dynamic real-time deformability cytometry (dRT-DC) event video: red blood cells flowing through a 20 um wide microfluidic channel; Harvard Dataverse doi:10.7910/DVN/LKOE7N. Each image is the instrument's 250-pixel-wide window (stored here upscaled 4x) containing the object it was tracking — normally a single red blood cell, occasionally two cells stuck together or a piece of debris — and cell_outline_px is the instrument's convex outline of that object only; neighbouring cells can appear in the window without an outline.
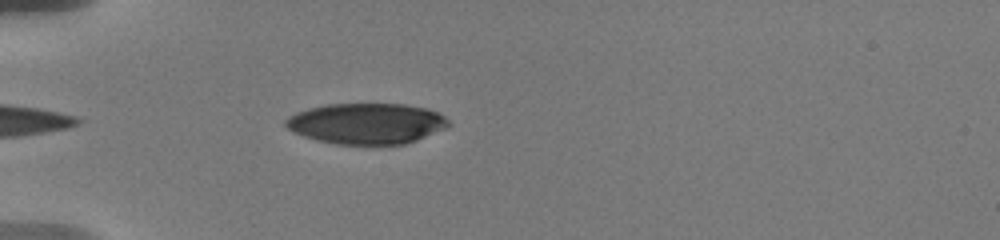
{"species": "human", "species_latin": "Homo sapiens", "temperature_condition": "warm", "stored_images_in_passage": 21, "camera_frame_rate_fps": 3000, "um_per_image_px": 0.085, "donor": {"sex": "male"}, "frame": {"image": 1, "passage_image": 1, "time_ms": 0.0, "image_size_px": [1000, 240], "cell_outline_px": [[448, 124], [444, 128], [416, 140], [404, 144], [336, 144], [316, 140], [304, 136], [288, 128], [284, 124], [284, 120], [288, 116], [296, 112], [308, 108], [328, 104], [404, 104], [428, 108], [444, 116], [448, 120]], "centroid_in_image_um": [31.12, 10.49], "position_along_channel_um": 53.9, "area_um2": 38.49}}
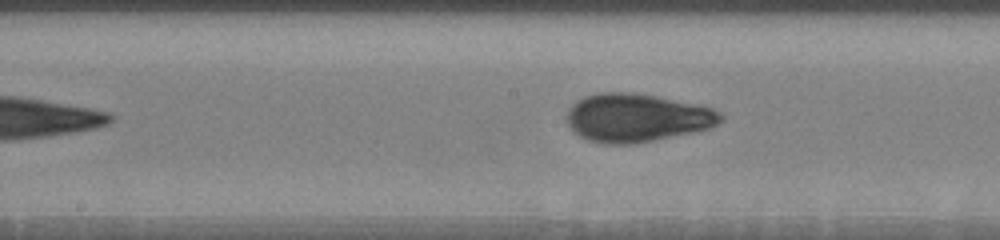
{"frame": {"image": 2, "passage_image": 12, "time_ms": 4.333, "image_size_px": [1000, 240], "cell_outline_px": [[724, 120], [712, 128], [632, 144], [604, 144], [588, 140], [580, 136], [568, 124], [568, 108], [576, 100], [584, 96], [600, 92], [632, 92], [656, 96], [696, 104], [712, 108], [720, 112], [724, 116]], "centroid_in_image_um": [54.14, 10.0], "position_along_channel_um": 194.1, "area_um2": 43.23}}
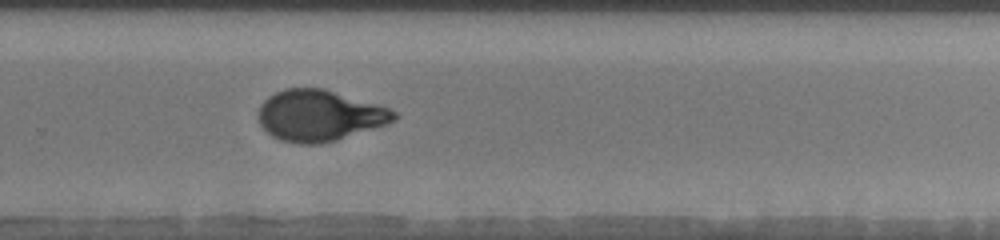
{"frame": {"image": 3, "passage_image": 20, "time_ms": 7.333, "image_size_px": [1000, 240], "cell_outline_px": [[400, 116], [396, 120], [388, 124], [336, 140], [320, 144], [296, 144], [280, 140], [272, 136], [260, 124], [256, 112], [260, 104], [268, 96], [284, 88], [324, 88], [376, 104], [388, 108], [396, 112]], "centroid_in_image_um": [27.13, 9.82], "position_along_channel_um": 302.7, "area_um2": 40.63}}